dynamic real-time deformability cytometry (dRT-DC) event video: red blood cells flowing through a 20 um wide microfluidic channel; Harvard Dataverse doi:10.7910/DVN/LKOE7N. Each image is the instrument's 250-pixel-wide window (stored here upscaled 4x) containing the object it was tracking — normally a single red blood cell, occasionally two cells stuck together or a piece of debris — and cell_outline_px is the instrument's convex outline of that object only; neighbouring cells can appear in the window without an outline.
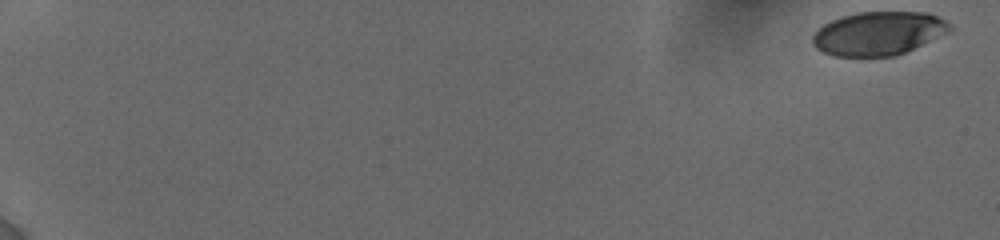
{"species": "human", "species_latin": "Homo sapiens", "temperature_condition": "cold", "stored_images_in_passage": 61, "camera_frame_rate_fps": 3000, "um_per_image_px": 0.085, "donor": {"sex": "female"}, "frame": {"image": 1, "passage_image": 1, "time_ms": 0.0, "image_size_px": [1000, 240], "cell_outline_px": [[952, 28], [948, 32], [896, 56], [832, 56], [816, 48], [812, 44], [812, 36], [824, 24], [832, 20], [856, 12], [928, 12], [952, 24]], "centroid_in_image_um": [74.66, 2.84], "position_along_channel_um": 10.3, "area_um2": 34.62}}
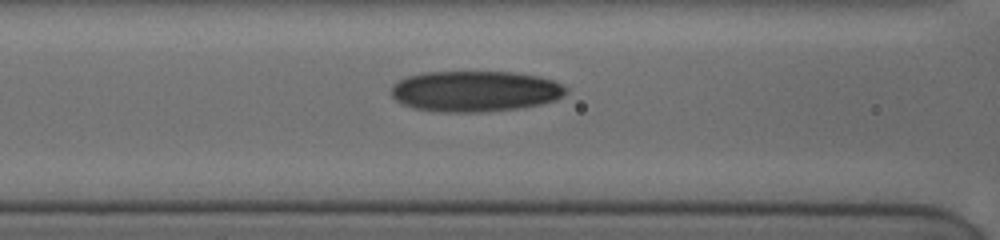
{"frame": {"image": 2, "passage_image": 35, "time_ms": 8.667, "image_size_px": [1000, 240], "cell_outline_px": [[568, 92], [564, 96], [556, 100], [540, 104], [516, 108], [484, 112], [444, 112], [412, 108], [396, 100], [392, 96], [392, 84], [408, 76], [424, 72], [512, 72], [540, 76], [552, 80], [568, 88]], "centroid_in_image_um": [40.4, 7.75], "position_along_channel_um": 126.2, "area_um2": 41.62}}
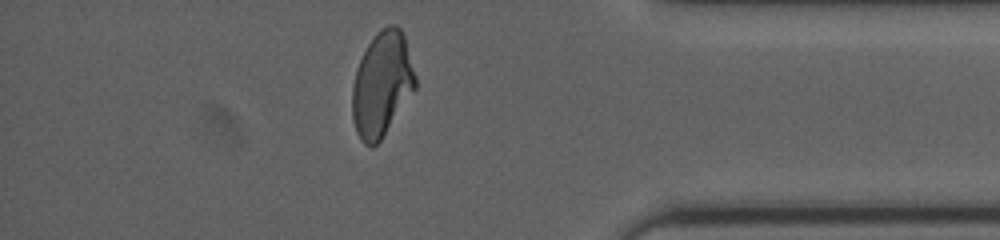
{"frame": {"image": 3, "passage_image": 58, "time_ms": 16.333, "image_size_px": [1000, 240], "cell_outline_px": [[416, 88], [380, 140], [372, 148], [364, 144], [360, 140], [356, 132], [352, 116], [352, 88], [356, 72], [360, 60], [368, 44], [376, 32], [380, 28], [388, 24], [396, 24], [400, 28], [404, 36], [416, 76]], "centroid_in_image_um": [32.46, 7.15], "position_along_channel_um": 402.7, "area_um2": 38.32}, "authors_computed_cell_mechanics": {"area_um2": 38.726, "velocity_mm_per_s": 3.8324, "shape_relaxation_time_tau1_ms": 5.1703, "shape_relaxation_time_tau2_ms": 2.4272, "deformation_change_tau1": 0.1902, "deformation_change_tau2": 0.0912}}